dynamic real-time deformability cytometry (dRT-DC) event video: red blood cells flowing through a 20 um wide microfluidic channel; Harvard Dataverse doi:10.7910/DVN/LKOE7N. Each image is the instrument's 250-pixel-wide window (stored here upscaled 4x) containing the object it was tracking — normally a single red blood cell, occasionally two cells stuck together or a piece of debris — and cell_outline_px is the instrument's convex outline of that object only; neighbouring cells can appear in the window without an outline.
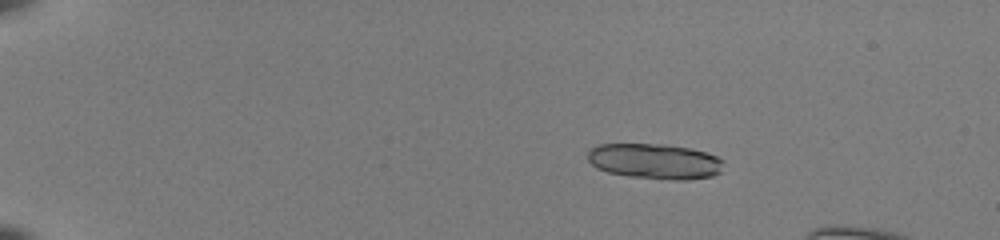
{"species": "common noctule bat (a hibernating species)", "species_latin": "Nyctalus noctula", "temperature_condition": "room temperature", "stored_images_in_passage": 42, "camera_frame_rate_fps": 3000, "um_per_image_px": 0.085, "animal": {"sex": "female", "body_mass_g": 22.0, "forearm_length_mm": 56.7}, "frame": {"image": 1, "passage_image": 1, "time_ms": 0.0, "image_size_px": [1000, 240], "cell_outline_px": [[724, 160], [720, 172], [712, 176], [688, 180], [676, 180], [628, 176], [608, 172], [596, 168], [588, 160], [588, 148], [596, 144], [660, 144], [688, 148], [704, 152], [716, 156]], "centroid_in_image_um": [55.62, 13.71], "position_along_channel_um": 29.4, "area_um2": 28.03}}